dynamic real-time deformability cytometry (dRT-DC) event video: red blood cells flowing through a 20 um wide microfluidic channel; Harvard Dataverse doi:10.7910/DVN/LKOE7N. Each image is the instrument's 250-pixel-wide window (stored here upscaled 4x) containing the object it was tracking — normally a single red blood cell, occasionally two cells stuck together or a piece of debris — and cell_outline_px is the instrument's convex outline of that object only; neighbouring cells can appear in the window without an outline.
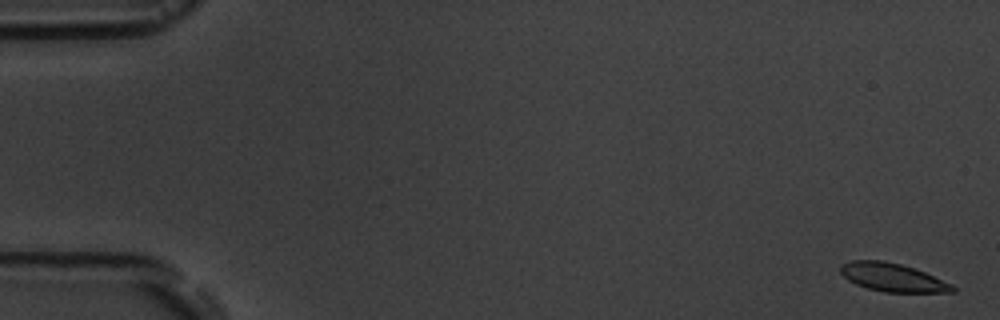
{"species": "common noctule bat (a hibernating species)", "species_latin": "Nyctalus noctula", "temperature_condition": "room temperature", "stored_images_in_passage": 5, "camera_frame_rate_fps": 3000, "um_per_image_px": 0.085, "animal": {"sex": "male", "body_mass_g": 19.5, "forearm_length_mm": 54.6}, "frame": {"image": 1, "passage_image": 1, "time_ms": 0.0, "image_size_px": [1000, 320], "cell_outline_px": [[956, 292], [884, 292], [868, 288], [856, 284], [848, 280], [840, 272], [840, 264], [852, 260], [884, 260], [900, 264], [924, 272], [952, 284], [956, 288]], "centroid_in_image_um": [75.85, 23.58], "position_along_channel_um": 9.1, "area_um2": 18.38}}
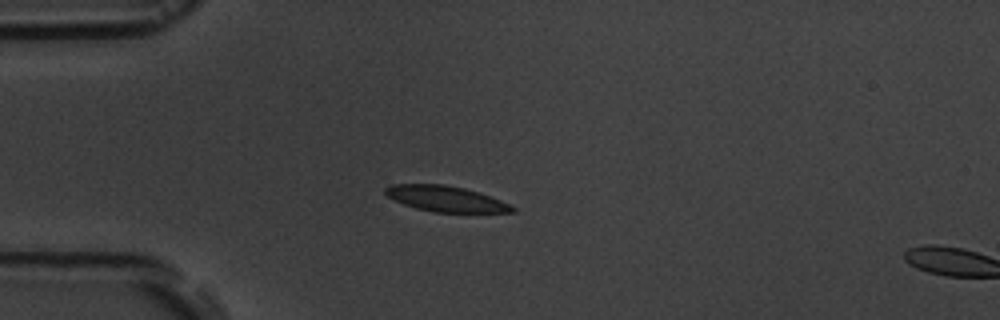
{"frame": {"image": 2, "passage_image": 4, "time_ms": 4.667, "image_size_px": [1000, 320], "cell_outline_px": [[516, 212], [432, 212], [416, 208], [404, 204], [388, 196], [384, 192], [384, 188], [392, 184], [444, 184], [464, 188], [480, 192], [500, 200], [516, 208]], "centroid_in_image_um": [37.89, 16.89], "position_along_channel_um": 47.1, "area_um2": 18.9}}